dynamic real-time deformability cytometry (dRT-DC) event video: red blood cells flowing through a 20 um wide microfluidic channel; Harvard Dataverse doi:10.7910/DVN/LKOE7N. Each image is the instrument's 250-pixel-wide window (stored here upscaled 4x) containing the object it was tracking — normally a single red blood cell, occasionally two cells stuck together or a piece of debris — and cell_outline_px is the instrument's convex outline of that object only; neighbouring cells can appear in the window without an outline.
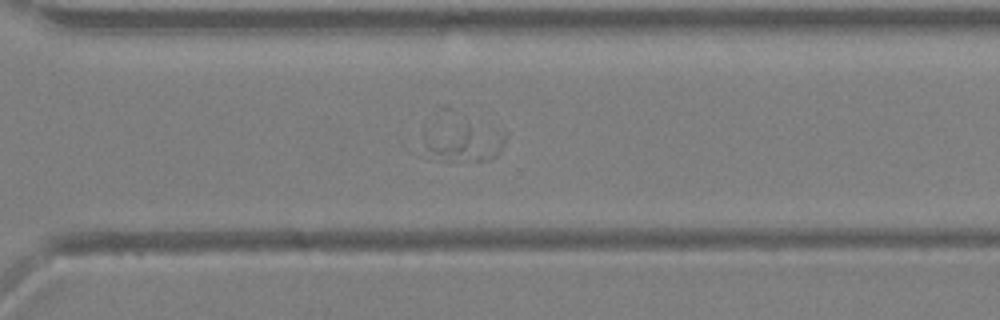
{"species": "Egyptian fruit bat (a non-hibernating species)", "species_latin": "Rousettus aegyptiacus", "temperature_condition": "warm", "stored_images_in_passage": 26, "segment_of_instrument_passage": [4, 4], "camera_frame_rate_fps": 3000, "um_per_image_px": 0.085, "animal": {"sex": "female"}, "frame": {"image": 1, "passage_image": 26, "time_ms": 8.333, "image_size_px": [1000, 320], "cell_outline_px": [[500, 152], [496, 156], [484, 160], [472, 160], [436, 152], [428, 148], [424, 140], [424, 136], [468, 124], [500, 148]], "centroid_in_image_um": [39.31, 12.21], "position_along_channel_um": 331.3, "area_um2": 12.66}}